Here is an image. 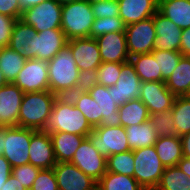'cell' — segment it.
Instances as JSON below:
<instances>
[{
    "label": "cell",
    "mask_w": 190,
    "mask_h": 190,
    "mask_svg": "<svg viewBox=\"0 0 190 190\" xmlns=\"http://www.w3.org/2000/svg\"><path fill=\"white\" fill-rule=\"evenodd\" d=\"M45 131L88 136L93 128L71 99L64 96L56 98Z\"/></svg>",
    "instance_id": "obj_2"
},
{
    "label": "cell",
    "mask_w": 190,
    "mask_h": 190,
    "mask_svg": "<svg viewBox=\"0 0 190 190\" xmlns=\"http://www.w3.org/2000/svg\"><path fill=\"white\" fill-rule=\"evenodd\" d=\"M85 1H87L89 4H93L96 2H101V1H106V0H85Z\"/></svg>",
    "instance_id": "obj_55"
},
{
    "label": "cell",
    "mask_w": 190,
    "mask_h": 190,
    "mask_svg": "<svg viewBox=\"0 0 190 190\" xmlns=\"http://www.w3.org/2000/svg\"><path fill=\"white\" fill-rule=\"evenodd\" d=\"M48 72L51 93L64 97L76 92L80 70L67 44L48 61Z\"/></svg>",
    "instance_id": "obj_1"
},
{
    "label": "cell",
    "mask_w": 190,
    "mask_h": 190,
    "mask_svg": "<svg viewBox=\"0 0 190 190\" xmlns=\"http://www.w3.org/2000/svg\"><path fill=\"white\" fill-rule=\"evenodd\" d=\"M68 97L74 106L86 117V120L92 128L99 126L98 104L91 97L89 92H73Z\"/></svg>",
    "instance_id": "obj_33"
},
{
    "label": "cell",
    "mask_w": 190,
    "mask_h": 190,
    "mask_svg": "<svg viewBox=\"0 0 190 190\" xmlns=\"http://www.w3.org/2000/svg\"><path fill=\"white\" fill-rule=\"evenodd\" d=\"M154 147L164 167L177 166L183 158L182 142L179 136L158 137Z\"/></svg>",
    "instance_id": "obj_25"
},
{
    "label": "cell",
    "mask_w": 190,
    "mask_h": 190,
    "mask_svg": "<svg viewBox=\"0 0 190 190\" xmlns=\"http://www.w3.org/2000/svg\"><path fill=\"white\" fill-rule=\"evenodd\" d=\"M167 88L175 96H185L190 86V57L182 56L176 69L165 81Z\"/></svg>",
    "instance_id": "obj_27"
},
{
    "label": "cell",
    "mask_w": 190,
    "mask_h": 190,
    "mask_svg": "<svg viewBox=\"0 0 190 190\" xmlns=\"http://www.w3.org/2000/svg\"><path fill=\"white\" fill-rule=\"evenodd\" d=\"M48 62L27 59L14 84L24 93L49 91Z\"/></svg>",
    "instance_id": "obj_10"
},
{
    "label": "cell",
    "mask_w": 190,
    "mask_h": 190,
    "mask_svg": "<svg viewBox=\"0 0 190 190\" xmlns=\"http://www.w3.org/2000/svg\"><path fill=\"white\" fill-rule=\"evenodd\" d=\"M185 96L190 97V86H189V89H188V93Z\"/></svg>",
    "instance_id": "obj_56"
},
{
    "label": "cell",
    "mask_w": 190,
    "mask_h": 190,
    "mask_svg": "<svg viewBox=\"0 0 190 190\" xmlns=\"http://www.w3.org/2000/svg\"><path fill=\"white\" fill-rule=\"evenodd\" d=\"M98 84L97 70H81L76 85V92H89Z\"/></svg>",
    "instance_id": "obj_44"
},
{
    "label": "cell",
    "mask_w": 190,
    "mask_h": 190,
    "mask_svg": "<svg viewBox=\"0 0 190 190\" xmlns=\"http://www.w3.org/2000/svg\"><path fill=\"white\" fill-rule=\"evenodd\" d=\"M8 82L6 81V79L3 76L2 71L0 70V88L3 87L4 85H6Z\"/></svg>",
    "instance_id": "obj_53"
},
{
    "label": "cell",
    "mask_w": 190,
    "mask_h": 190,
    "mask_svg": "<svg viewBox=\"0 0 190 190\" xmlns=\"http://www.w3.org/2000/svg\"><path fill=\"white\" fill-rule=\"evenodd\" d=\"M97 190H144L134 177L119 173H106L97 182Z\"/></svg>",
    "instance_id": "obj_32"
},
{
    "label": "cell",
    "mask_w": 190,
    "mask_h": 190,
    "mask_svg": "<svg viewBox=\"0 0 190 190\" xmlns=\"http://www.w3.org/2000/svg\"><path fill=\"white\" fill-rule=\"evenodd\" d=\"M57 97L50 91L24 93L18 126L36 131L45 130Z\"/></svg>",
    "instance_id": "obj_3"
},
{
    "label": "cell",
    "mask_w": 190,
    "mask_h": 190,
    "mask_svg": "<svg viewBox=\"0 0 190 190\" xmlns=\"http://www.w3.org/2000/svg\"><path fill=\"white\" fill-rule=\"evenodd\" d=\"M134 163L133 150L110 155L107 158V171L134 177Z\"/></svg>",
    "instance_id": "obj_36"
},
{
    "label": "cell",
    "mask_w": 190,
    "mask_h": 190,
    "mask_svg": "<svg viewBox=\"0 0 190 190\" xmlns=\"http://www.w3.org/2000/svg\"><path fill=\"white\" fill-rule=\"evenodd\" d=\"M21 20L32 26L37 32L61 29L62 5L55 0H45L23 10Z\"/></svg>",
    "instance_id": "obj_8"
},
{
    "label": "cell",
    "mask_w": 190,
    "mask_h": 190,
    "mask_svg": "<svg viewBox=\"0 0 190 190\" xmlns=\"http://www.w3.org/2000/svg\"><path fill=\"white\" fill-rule=\"evenodd\" d=\"M129 56L151 53L154 50L156 31L153 16L126 26L125 30Z\"/></svg>",
    "instance_id": "obj_9"
},
{
    "label": "cell",
    "mask_w": 190,
    "mask_h": 190,
    "mask_svg": "<svg viewBox=\"0 0 190 190\" xmlns=\"http://www.w3.org/2000/svg\"><path fill=\"white\" fill-rule=\"evenodd\" d=\"M183 157L190 158V132L181 136Z\"/></svg>",
    "instance_id": "obj_50"
},
{
    "label": "cell",
    "mask_w": 190,
    "mask_h": 190,
    "mask_svg": "<svg viewBox=\"0 0 190 190\" xmlns=\"http://www.w3.org/2000/svg\"><path fill=\"white\" fill-rule=\"evenodd\" d=\"M40 170V168L28 163L12 168V175L24 188L30 190Z\"/></svg>",
    "instance_id": "obj_41"
},
{
    "label": "cell",
    "mask_w": 190,
    "mask_h": 190,
    "mask_svg": "<svg viewBox=\"0 0 190 190\" xmlns=\"http://www.w3.org/2000/svg\"><path fill=\"white\" fill-rule=\"evenodd\" d=\"M1 190H27L24 188L21 183L16 180V178L11 174L10 177L7 179L4 186L1 188Z\"/></svg>",
    "instance_id": "obj_49"
},
{
    "label": "cell",
    "mask_w": 190,
    "mask_h": 190,
    "mask_svg": "<svg viewBox=\"0 0 190 190\" xmlns=\"http://www.w3.org/2000/svg\"><path fill=\"white\" fill-rule=\"evenodd\" d=\"M30 190H59L53 168L41 169Z\"/></svg>",
    "instance_id": "obj_42"
},
{
    "label": "cell",
    "mask_w": 190,
    "mask_h": 190,
    "mask_svg": "<svg viewBox=\"0 0 190 190\" xmlns=\"http://www.w3.org/2000/svg\"><path fill=\"white\" fill-rule=\"evenodd\" d=\"M180 52L183 56L190 57V27L182 30Z\"/></svg>",
    "instance_id": "obj_48"
},
{
    "label": "cell",
    "mask_w": 190,
    "mask_h": 190,
    "mask_svg": "<svg viewBox=\"0 0 190 190\" xmlns=\"http://www.w3.org/2000/svg\"><path fill=\"white\" fill-rule=\"evenodd\" d=\"M26 60L22 53L9 46L0 48V70L8 83H14Z\"/></svg>",
    "instance_id": "obj_28"
},
{
    "label": "cell",
    "mask_w": 190,
    "mask_h": 190,
    "mask_svg": "<svg viewBox=\"0 0 190 190\" xmlns=\"http://www.w3.org/2000/svg\"><path fill=\"white\" fill-rule=\"evenodd\" d=\"M92 145L104 157L129 151L126 130L123 126H97L87 136Z\"/></svg>",
    "instance_id": "obj_7"
},
{
    "label": "cell",
    "mask_w": 190,
    "mask_h": 190,
    "mask_svg": "<svg viewBox=\"0 0 190 190\" xmlns=\"http://www.w3.org/2000/svg\"><path fill=\"white\" fill-rule=\"evenodd\" d=\"M55 1L61 5H64V4H68V3H71V2L77 1V0H55Z\"/></svg>",
    "instance_id": "obj_54"
},
{
    "label": "cell",
    "mask_w": 190,
    "mask_h": 190,
    "mask_svg": "<svg viewBox=\"0 0 190 190\" xmlns=\"http://www.w3.org/2000/svg\"><path fill=\"white\" fill-rule=\"evenodd\" d=\"M155 133L158 137H173L176 136V127L173 121V110H166L161 113L149 114Z\"/></svg>",
    "instance_id": "obj_38"
},
{
    "label": "cell",
    "mask_w": 190,
    "mask_h": 190,
    "mask_svg": "<svg viewBox=\"0 0 190 190\" xmlns=\"http://www.w3.org/2000/svg\"><path fill=\"white\" fill-rule=\"evenodd\" d=\"M183 173L190 177V158L183 157L177 164Z\"/></svg>",
    "instance_id": "obj_51"
},
{
    "label": "cell",
    "mask_w": 190,
    "mask_h": 190,
    "mask_svg": "<svg viewBox=\"0 0 190 190\" xmlns=\"http://www.w3.org/2000/svg\"><path fill=\"white\" fill-rule=\"evenodd\" d=\"M29 163L40 169H52L57 161L49 132L37 130L31 135Z\"/></svg>",
    "instance_id": "obj_16"
},
{
    "label": "cell",
    "mask_w": 190,
    "mask_h": 190,
    "mask_svg": "<svg viewBox=\"0 0 190 190\" xmlns=\"http://www.w3.org/2000/svg\"><path fill=\"white\" fill-rule=\"evenodd\" d=\"M130 150L154 146L158 136L148 120L125 128Z\"/></svg>",
    "instance_id": "obj_26"
},
{
    "label": "cell",
    "mask_w": 190,
    "mask_h": 190,
    "mask_svg": "<svg viewBox=\"0 0 190 190\" xmlns=\"http://www.w3.org/2000/svg\"><path fill=\"white\" fill-rule=\"evenodd\" d=\"M70 163L77 166L96 182L107 171V158L98 152L88 138H85L80 144Z\"/></svg>",
    "instance_id": "obj_12"
},
{
    "label": "cell",
    "mask_w": 190,
    "mask_h": 190,
    "mask_svg": "<svg viewBox=\"0 0 190 190\" xmlns=\"http://www.w3.org/2000/svg\"><path fill=\"white\" fill-rule=\"evenodd\" d=\"M142 81L130 61L122 63L118 81L113 86L116 105L121 106L130 100L138 99Z\"/></svg>",
    "instance_id": "obj_19"
},
{
    "label": "cell",
    "mask_w": 190,
    "mask_h": 190,
    "mask_svg": "<svg viewBox=\"0 0 190 190\" xmlns=\"http://www.w3.org/2000/svg\"><path fill=\"white\" fill-rule=\"evenodd\" d=\"M151 54L154 56L155 61L158 62L162 82H165L170 77L183 56L181 52L160 49H154Z\"/></svg>",
    "instance_id": "obj_37"
},
{
    "label": "cell",
    "mask_w": 190,
    "mask_h": 190,
    "mask_svg": "<svg viewBox=\"0 0 190 190\" xmlns=\"http://www.w3.org/2000/svg\"><path fill=\"white\" fill-rule=\"evenodd\" d=\"M16 20L10 16L0 14V48L9 45Z\"/></svg>",
    "instance_id": "obj_45"
},
{
    "label": "cell",
    "mask_w": 190,
    "mask_h": 190,
    "mask_svg": "<svg viewBox=\"0 0 190 190\" xmlns=\"http://www.w3.org/2000/svg\"><path fill=\"white\" fill-rule=\"evenodd\" d=\"M89 94L98 104L99 126H121V118L118 111L119 106L114 102L113 86L106 87L97 84L89 91Z\"/></svg>",
    "instance_id": "obj_18"
},
{
    "label": "cell",
    "mask_w": 190,
    "mask_h": 190,
    "mask_svg": "<svg viewBox=\"0 0 190 190\" xmlns=\"http://www.w3.org/2000/svg\"><path fill=\"white\" fill-rule=\"evenodd\" d=\"M24 92L14 83L0 88V128L18 126Z\"/></svg>",
    "instance_id": "obj_15"
},
{
    "label": "cell",
    "mask_w": 190,
    "mask_h": 190,
    "mask_svg": "<svg viewBox=\"0 0 190 190\" xmlns=\"http://www.w3.org/2000/svg\"><path fill=\"white\" fill-rule=\"evenodd\" d=\"M45 0H19L22 10L28 9L30 7L36 6Z\"/></svg>",
    "instance_id": "obj_52"
},
{
    "label": "cell",
    "mask_w": 190,
    "mask_h": 190,
    "mask_svg": "<svg viewBox=\"0 0 190 190\" xmlns=\"http://www.w3.org/2000/svg\"><path fill=\"white\" fill-rule=\"evenodd\" d=\"M35 131L20 126L0 129V154L6 158L12 168L29 163L31 135Z\"/></svg>",
    "instance_id": "obj_4"
},
{
    "label": "cell",
    "mask_w": 190,
    "mask_h": 190,
    "mask_svg": "<svg viewBox=\"0 0 190 190\" xmlns=\"http://www.w3.org/2000/svg\"><path fill=\"white\" fill-rule=\"evenodd\" d=\"M134 178L144 190H155L165 170L154 146L133 150Z\"/></svg>",
    "instance_id": "obj_6"
},
{
    "label": "cell",
    "mask_w": 190,
    "mask_h": 190,
    "mask_svg": "<svg viewBox=\"0 0 190 190\" xmlns=\"http://www.w3.org/2000/svg\"><path fill=\"white\" fill-rule=\"evenodd\" d=\"M156 31L154 49L180 52L182 28L157 11L153 16Z\"/></svg>",
    "instance_id": "obj_21"
},
{
    "label": "cell",
    "mask_w": 190,
    "mask_h": 190,
    "mask_svg": "<svg viewBox=\"0 0 190 190\" xmlns=\"http://www.w3.org/2000/svg\"><path fill=\"white\" fill-rule=\"evenodd\" d=\"M54 149L55 159L58 162H70L87 136L70 134L66 132H49Z\"/></svg>",
    "instance_id": "obj_23"
},
{
    "label": "cell",
    "mask_w": 190,
    "mask_h": 190,
    "mask_svg": "<svg viewBox=\"0 0 190 190\" xmlns=\"http://www.w3.org/2000/svg\"><path fill=\"white\" fill-rule=\"evenodd\" d=\"M78 69L96 70L102 63L99 46L95 38H74L67 41Z\"/></svg>",
    "instance_id": "obj_17"
},
{
    "label": "cell",
    "mask_w": 190,
    "mask_h": 190,
    "mask_svg": "<svg viewBox=\"0 0 190 190\" xmlns=\"http://www.w3.org/2000/svg\"><path fill=\"white\" fill-rule=\"evenodd\" d=\"M12 174V167L6 158L0 154V190Z\"/></svg>",
    "instance_id": "obj_47"
},
{
    "label": "cell",
    "mask_w": 190,
    "mask_h": 190,
    "mask_svg": "<svg viewBox=\"0 0 190 190\" xmlns=\"http://www.w3.org/2000/svg\"><path fill=\"white\" fill-rule=\"evenodd\" d=\"M126 25L120 17L96 18L90 29V37L98 38L111 32H125Z\"/></svg>",
    "instance_id": "obj_39"
},
{
    "label": "cell",
    "mask_w": 190,
    "mask_h": 190,
    "mask_svg": "<svg viewBox=\"0 0 190 190\" xmlns=\"http://www.w3.org/2000/svg\"><path fill=\"white\" fill-rule=\"evenodd\" d=\"M119 17L125 25L137 23L154 16L158 0H119Z\"/></svg>",
    "instance_id": "obj_22"
},
{
    "label": "cell",
    "mask_w": 190,
    "mask_h": 190,
    "mask_svg": "<svg viewBox=\"0 0 190 190\" xmlns=\"http://www.w3.org/2000/svg\"><path fill=\"white\" fill-rule=\"evenodd\" d=\"M53 171L59 190H97V182L70 162H58Z\"/></svg>",
    "instance_id": "obj_14"
},
{
    "label": "cell",
    "mask_w": 190,
    "mask_h": 190,
    "mask_svg": "<svg viewBox=\"0 0 190 190\" xmlns=\"http://www.w3.org/2000/svg\"><path fill=\"white\" fill-rule=\"evenodd\" d=\"M173 121L176 136H183L190 132V97L176 96L173 107Z\"/></svg>",
    "instance_id": "obj_35"
},
{
    "label": "cell",
    "mask_w": 190,
    "mask_h": 190,
    "mask_svg": "<svg viewBox=\"0 0 190 190\" xmlns=\"http://www.w3.org/2000/svg\"><path fill=\"white\" fill-rule=\"evenodd\" d=\"M37 31L21 19H17L14 25L9 47L14 51L22 53L29 59V43L35 37Z\"/></svg>",
    "instance_id": "obj_31"
},
{
    "label": "cell",
    "mask_w": 190,
    "mask_h": 190,
    "mask_svg": "<svg viewBox=\"0 0 190 190\" xmlns=\"http://www.w3.org/2000/svg\"><path fill=\"white\" fill-rule=\"evenodd\" d=\"M122 63L102 62L96 69L98 75V84L106 87L114 86L119 79Z\"/></svg>",
    "instance_id": "obj_40"
},
{
    "label": "cell",
    "mask_w": 190,
    "mask_h": 190,
    "mask_svg": "<svg viewBox=\"0 0 190 190\" xmlns=\"http://www.w3.org/2000/svg\"><path fill=\"white\" fill-rule=\"evenodd\" d=\"M102 62L125 63L130 59L125 32H111L95 38Z\"/></svg>",
    "instance_id": "obj_20"
},
{
    "label": "cell",
    "mask_w": 190,
    "mask_h": 190,
    "mask_svg": "<svg viewBox=\"0 0 190 190\" xmlns=\"http://www.w3.org/2000/svg\"><path fill=\"white\" fill-rule=\"evenodd\" d=\"M23 10L19 0H0V14L21 19Z\"/></svg>",
    "instance_id": "obj_46"
},
{
    "label": "cell",
    "mask_w": 190,
    "mask_h": 190,
    "mask_svg": "<svg viewBox=\"0 0 190 190\" xmlns=\"http://www.w3.org/2000/svg\"><path fill=\"white\" fill-rule=\"evenodd\" d=\"M61 29H49L37 32L29 43V59L49 61L67 44Z\"/></svg>",
    "instance_id": "obj_11"
},
{
    "label": "cell",
    "mask_w": 190,
    "mask_h": 190,
    "mask_svg": "<svg viewBox=\"0 0 190 190\" xmlns=\"http://www.w3.org/2000/svg\"><path fill=\"white\" fill-rule=\"evenodd\" d=\"M129 61L142 82H162V74L159 70L158 62L155 61L151 53L132 56Z\"/></svg>",
    "instance_id": "obj_29"
},
{
    "label": "cell",
    "mask_w": 190,
    "mask_h": 190,
    "mask_svg": "<svg viewBox=\"0 0 190 190\" xmlns=\"http://www.w3.org/2000/svg\"><path fill=\"white\" fill-rule=\"evenodd\" d=\"M176 96L165 82H142L139 99L147 107L149 114L161 113L173 107Z\"/></svg>",
    "instance_id": "obj_13"
},
{
    "label": "cell",
    "mask_w": 190,
    "mask_h": 190,
    "mask_svg": "<svg viewBox=\"0 0 190 190\" xmlns=\"http://www.w3.org/2000/svg\"><path fill=\"white\" fill-rule=\"evenodd\" d=\"M158 11L177 27H190V0H158Z\"/></svg>",
    "instance_id": "obj_24"
},
{
    "label": "cell",
    "mask_w": 190,
    "mask_h": 190,
    "mask_svg": "<svg viewBox=\"0 0 190 190\" xmlns=\"http://www.w3.org/2000/svg\"><path fill=\"white\" fill-rule=\"evenodd\" d=\"M94 20L92 6L85 0L62 5L61 30L67 40L90 37Z\"/></svg>",
    "instance_id": "obj_5"
},
{
    "label": "cell",
    "mask_w": 190,
    "mask_h": 190,
    "mask_svg": "<svg viewBox=\"0 0 190 190\" xmlns=\"http://www.w3.org/2000/svg\"><path fill=\"white\" fill-rule=\"evenodd\" d=\"M155 190H190V177L178 166L165 167Z\"/></svg>",
    "instance_id": "obj_34"
},
{
    "label": "cell",
    "mask_w": 190,
    "mask_h": 190,
    "mask_svg": "<svg viewBox=\"0 0 190 190\" xmlns=\"http://www.w3.org/2000/svg\"><path fill=\"white\" fill-rule=\"evenodd\" d=\"M94 17L96 18H111L119 17V4L117 0H106L91 4Z\"/></svg>",
    "instance_id": "obj_43"
},
{
    "label": "cell",
    "mask_w": 190,
    "mask_h": 190,
    "mask_svg": "<svg viewBox=\"0 0 190 190\" xmlns=\"http://www.w3.org/2000/svg\"><path fill=\"white\" fill-rule=\"evenodd\" d=\"M118 111L121 126L124 128L139 125L149 120L148 109L139 98L119 106Z\"/></svg>",
    "instance_id": "obj_30"
}]
</instances>
